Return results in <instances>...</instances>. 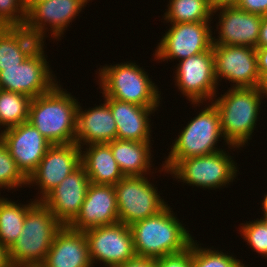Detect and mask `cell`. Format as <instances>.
<instances>
[{"instance_id":"cell-39","label":"cell","mask_w":267,"mask_h":267,"mask_svg":"<svg viewBox=\"0 0 267 267\" xmlns=\"http://www.w3.org/2000/svg\"><path fill=\"white\" fill-rule=\"evenodd\" d=\"M9 258V249L0 243V267H12Z\"/></svg>"},{"instance_id":"cell-23","label":"cell","mask_w":267,"mask_h":267,"mask_svg":"<svg viewBox=\"0 0 267 267\" xmlns=\"http://www.w3.org/2000/svg\"><path fill=\"white\" fill-rule=\"evenodd\" d=\"M81 150V165L93 184L116 185L125 176L116 163L108 143L89 144ZM84 153V154H83Z\"/></svg>"},{"instance_id":"cell-36","label":"cell","mask_w":267,"mask_h":267,"mask_svg":"<svg viewBox=\"0 0 267 267\" xmlns=\"http://www.w3.org/2000/svg\"><path fill=\"white\" fill-rule=\"evenodd\" d=\"M115 267H155V259L136 256L135 258Z\"/></svg>"},{"instance_id":"cell-9","label":"cell","mask_w":267,"mask_h":267,"mask_svg":"<svg viewBox=\"0 0 267 267\" xmlns=\"http://www.w3.org/2000/svg\"><path fill=\"white\" fill-rule=\"evenodd\" d=\"M84 233L92 266L102 261L107 267H115L136 257L132 231L122 222L89 228Z\"/></svg>"},{"instance_id":"cell-38","label":"cell","mask_w":267,"mask_h":267,"mask_svg":"<svg viewBox=\"0 0 267 267\" xmlns=\"http://www.w3.org/2000/svg\"><path fill=\"white\" fill-rule=\"evenodd\" d=\"M267 46V15L263 16L260 26V35L257 47Z\"/></svg>"},{"instance_id":"cell-41","label":"cell","mask_w":267,"mask_h":267,"mask_svg":"<svg viewBox=\"0 0 267 267\" xmlns=\"http://www.w3.org/2000/svg\"><path fill=\"white\" fill-rule=\"evenodd\" d=\"M260 90L262 94L267 96V74L261 79Z\"/></svg>"},{"instance_id":"cell-25","label":"cell","mask_w":267,"mask_h":267,"mask_svg":"<svg viewBox=\"0 0 267 267\" xmlns=\"http://www.w3.org/2000/svg\"><path fill=\"white\" fill-rule=\"evenodd\" d=\"M113 157L124 176H143L150 169V142L116 139L108 142Z\"/></svg>"},{"instance_id":"cell-22","label":"cell","mask_w":267,"mask_h":267,"mask_svg":"<svg viewBox=\"0 0 267 267\" xmlns=\"http://www.w3.org/2000/svg\"><path fill=\"white\" fill-rule=\"evenodd\" d=\"M108 103L117 126L120 140L150 142V121L148 116L156 108L142 107L134 103L120 101L103 95Z\"/></svg>"},{"instance_id":"cell-26","label":"cell","mask_w":267,"mask_h":267,"mask_svg":"<svg viewBox=\"0 0 267 267\" xmlns=\"http://www.w3.org/2000/svg\"><path fill=\"white\" fill-rule=\"evenodd\" d=\"M19 205L0 197V243L10 249L21 234L26 213L35 203Z\"/></svg>"},{"instance_id":"cell-10","label":"cell","mask_w":267,"mask_h":267,"mask_svg":"<svg viewBox=\"0 0 267 267\" xmlns=\"http://www.w3.org/2000/svg\"><path fill=\"white\" fill-rule=\"evenodd\" d=\"M41 43L20 65L0 71V89L35 98L56 84L45 59Z\"/></svg>"},{"instance_id":"cell-16","label":"cell","mask_w":267,"mask_h":267,"mask_svg":"<svg viewBox=\"0 0 267 267\" xmlns=\"http://www.w3.org/2000/svg\"><path fill=\"white\" fill-rule=\"evenodd\" d=\"M89 0H45L35 4L28 12L25 28L35 38L44 43L46 31L50 25L52 35L61 37L65 27L79 14ZM47 23V24H46Z\"/></svg>"},{"instance_id":"cell-37","label":"cell","mask_w":267,"mask_h":267,"mask_svg":"<svg viewBox=\"0 0 267 267\" xmlns=\"http://www.w3.org/2000/svg\"><path fill=\"white\" fill-rule=\"evenodd\" d=\"M240 0H209L212 10H217L223 7L237 6Z\"/></svg>"},{"instance_id":"cell-21","label":"cell","mask_w":267,"mask_h":267,"mask_svg":"<svg viewBox=\"0 0 267 267\" xmlns=\"http://www.w3.org/2000/svg\"><path fill=\"white\" fill-rule=\"evenodd\" d=\"M101 105L87 111L81 110L80 105L77 107L75 143L80 148L84 144L108 143L116 140L117 126L113 114L106 101Z\"/></svg>"},{"instance_id":"cell-24","label":"cell","mask_w":267,"mask_h":267,"mask_svg":"<svg viewBox=\"0 0 267 267\" xmlns=\"http://www.w3.org/2000/svg\"><path fill=\"white\" fill-rule=\"evenodd\" d=\"M41 43L24 26L0 27V71L23 63Z\"/></svg>"},{"instance_id":"cell-40","label":"cell","mask_w":267,"mask_h":267,"mask_svg":"<svg viewBox=\"0 0 267 267\" xmlns=\"http://www.w3.org/2000/svg\"><path fill=\"white\" fill-rule=\"evenodd\" d=\"M45 0H21V3L24 7V9L26 10V12H28L35 4L42 2Z\"/></svg>"},{"instance_id":"cell-30","label":"cell","mask_w":267,"mask_h":267,"mask_svg":"<svg viewBox=\"0 0 267 267\" xmlns=\"http://www.w3.org/2000/svg\"><path fill=\"white\" fill-rule=\"evenodd\" d=\"M27 185V178L18 169L6 145L0 138V188L22 187Z\"/></svg>"},{"instance_id":"cell-20","label":"cell","mask_w":267,"mask_h":267,"mask_svg":"<svg viewBox=\"0 0 267 267\" xmlns=\"http://www.w3.org/2000/svg\"><path fill=\"white\" fill-rule=\"evenodd\" d=\"M43 267H93L84 231L63 226L55 235Z\"/></svg>"},{"instance_id":"cell-14","label":"cell","mask_w":267,"mask_h":267,"mask_svg":"<svg viewBox=\"0 0 267 267\" xmlns=\"http://www.w3.org/2000/svg\"><path fill=\"white\" fill-rule=\"evenodd\" d=\"M80 165L81 148L76 143L51 145L35 171L28 177L27 185H39L41 201Z\"/></svg>"},{"instance_id":"cell-31","label":"cell","mask_w":267,"mask_h":267,"mask_svg":"<svg viewBox=\"0 0 267 267\" xmlns=\"http://www.w3.org/2000/svg\"><path fill=\"white\" fill-rule=\"evenodd\" d=\"M241 234L252 250L266 258L267 255V225L260 219L241 226Z\"/></svg>"},{"instance_id":"cell-12","label":"cell","mask_w":267,"mask_h":267,"mask_svg":"<svg viewBox=\"0 0 267 267\" xmlns=\"http://www.w3.org/2000/svg\"><path fill=\"white\" fill-rule=\"evenodd\" d=\"M176 84L182 94L195 105L203 100H213L218 82L215 76L212 47L203 52L179 61ZM202 101V102H201Z\"/></svg>"},{"instance_id":"cell-15","label":"cell","mask_w":267,"mask_h":267,"mask_svg":"<svg viewBox=\"0 0 267 267\" xmlns=\"http://www.w3.org/2000/svg\"><path fill=\"white\" fill-rule=\"evenodd\" d=\"M1 132V140L28 179L52 144L29 121Z\"/></svg>"},{"instance_id":"cell-7","label":"cell","mask_w":267,"mask_h":267,"mask_svg":"<svg viewBox=\"0 0 267 267\" xmlns=\"http://www.w3.org/2000/svg\"><path fill=\"white\" fill-rule=\"evenodd\" d=\"M114 188L119 222L127 226L154 216L167 206L145 175L125 176Z\"/></svg>"},{"instance_id":"cell-6","label":"cell","mask_w":267,"mask_h":267,"mask_svg":"<svg viewBox=\"0 0 267 267\" xmlns=\"http://www.w3.org/2000/svg\"><path fill=\"white\" fill-rule=\"evenodd\" d=\"M224 136L221 130L220 115L212 103L202 109L193 120L181 131L173 144L165 165L162 168L169 172L179 161L185 158L198 157L220 151L216 148L218 139Z\"/></svg>"},{"instance_id":"cell-8","label":"cell","mask_w":267,"mask_h":267,"mask_svg":"<svg viewBox=\"0 0 267 267\" xmlns=\"http://www.w3.org/2000/svg\"><path fill=\"white\" fill-rule=\"evenodd\" d=\"M231 156L222 149L218 152L185 158L169 173L189 185L202 188H219L234 180L237 169Z\"/></svg>"},{"instance_id":"cell-33","label":"cell","mask_w":267,"mask_h":267,"mask_svg":"<svg viewBox=\"0 0 267 267\" xmlns=\"http://www.w3.org/2000/svg\"><path fill=\"white\" fill-rule=\"evenodd\" d=\"M155 267H193L192 243L188 249L180 253L170 254L155 259Z\"/></svg>"},{"instance_id":"cell-28","label":"cell","mask_w":267,"mask_h":267,"mask_svg":"<svg viewBox=\"0 0 267 267\" xmlns=\"http://www.w3.org/2000/svg\"><path fill=\"white\" fill-rule=\"evenodd\" d=\"M31 100L27 95L0 89V125L4 130L28 121Z\"/></svg>"},{"instance_id":"cell-43","label":"cell","mask_w":267,"mask_h":267,"mask_svg":"<svg viewBox=\"0 0 267 267\" xmlns=\"http://www.w3.org/2000/svg\"><path fill=\"white\" fill-rule=\"evenodd\" d=\"M12 267H43L42 265H15Z\"/></svg>"},{"instance_id":"cell-44","label":"cell","mask_w":267,"mask_h":267,"mask_svg":"<svg viewBox=\"0 0 267 267\" xmlns=\"http://www.w3.org/2000/svg\"><path fill=\"white\" fill-rule=\"evenodd\" d=\"M266 225H267V216H263L262 218H260Z\"/></svg>"},{"instance_id":"cell-29","label":"cell","mask_w":267,"mask_h":267,"mask_svg":"<svg viewBox=\"0 0 267 267\" xmlns=\"http://www.w3.org/2000/svg\"><path fill=\"white\" fill-rule=\"evenodd\" d=\"M192 241L193 267H246L240 260L218 250L205 249Z\"/></svg>"},{"instance_id":"cell-17","label":"cell","mask_w":267,"mask_h":267,"mask_svg":"<svg viewBox=\"0 0 267 267\" xmlns=\"http://www.w3.org/2000/svg\"><path fill=\"white\" fill-rule=\"evenodd\" d=\"M90 183L85 168L80 165L41 201L63 226H68L78 215Z\"/></svg>"},{"instance_id":"cell-27","label":"cell","mask_w":267,"mask_h":267,"mask_svg":"<svg viewBox=\"0 0 267 267\" xmlns=\"http://www.w3.org/2000/svg\"><path fill=\"white\" fill-rule=\"evenodd\" d=\"M169 4L164 20L171 24L209 22L213 15L209 0H170Z\"/></svg>"},{"instance_id":"cell-13","label":"cell","mask_w":267,"mask_h":267,"mask_svg":"<svg viewBox=\"0 0 267 267\" xmlns=\"http://www.w3.org/2000/svg\"><path fill=\"white\" fill-rule=\"evenodd\" d=\"M209 22L176 23L160 40L155 51L158 60L186 59L212 47Z\"/></svg>"},{"instance_id":"cell-35","label":"cell","mask_w":267,"mask_h":267,"mask_svg":"<svg viewBox=\"0 0 267 267\" xmlns=\"http://www.w3.org/2000/svg\"><path fill=\"white\" fill-rule=\"evenodd\" d=\"M258 71L261 79L267 74V46L256 47Z\"/></svg>"},{"instance_id":"cell-18","label":"cell","mask_w":267,"mask_h":267,"mask_svg":"<svg viewBox=\"0 0 267 267\" xmlns=\"http://www.w3.org/2000/svg\"><path fill=\"white\" fill-rule=\"evenodd\" d=\"M117 222L119 215L114 185L90 183L80 211L68 227L84 231Z\"/></svg>"},{"instance_id":"cell-1","label":"cell","mask_w":267,"mask_h":267,"mask_svg":"<svg viewBox=\"0 0 267 267\" xmlns=\"http://www.w3.org/2000/svg\"><path fill=\"white\" fill-rule=\"evenodd\" d=\"M167 206L158 214L130 226L137 257L157 259L188 249L193 241L189 231Z\"/></svg>"},{"instance_id":"cell-5","label":"cell","mask_w":267,"mask_h":267,"mask_svg":"<svg viewBox=\"0 0 267 267\" xmlns=\"http://www.w3.org/2000/svg\"><path fill=\"white\" fill-rule=\"evenodd\" d=\"M135 64L127 62L101 68L99 84L103 90L102 94L142 107H158V88L149 79L147 72Z\"/></svg>"},{"instance_id":"cell-32","label":"cell","mask_w":267,"mask_h":267,"mask_svg":"<svg viewBox=\"0 0 267 267\" xmlns=\"http://www.w3.org/2000/svg\"><path fill=\"white\" fill-rule=\"evenodd\" d=\"M26 19L27 12L21 0H0V27L25 26Z\"/></svg>"},{"instance_id":"cell-42","label":"cell","mask_w":267,"mask_h":267,"mask_svg":"<svg viewBox=\"0 0 267 267\" xmlns=\"http://www.w3.org/2000/svg\"><path fill=\"white\" fill-rule=\"evenodd\" d=\"M262 210L264 212L263 216H267V194L264 196L263 202H262Z\"/></svg>"},{"instance_id":"cell-3","label":"cell","mask_w":267,"mask_h":267,"mask_svg":"<svg viewBox=\"0 0 267 267\" xmlns=\"http://www.w3.org/2000/svg\"><path fill=\"white\" fill-rule=\"evenodd\" d=\"M214 102L220 115L224 140L233 148L250 140L261 105L260 87H232Z\"/></svg>"},{"instance_id":"cell-4","label":"cell","mask_w":267,"mask_h":267,"mask_svg":"<svg viewBox=\"0 0 267 267\" xmlns=\"http://www.w3.org/2000/svg\"><path fill=\"white\" fill-rule=\"evenodd\" d=\"M62 227L51 210L42 201L36 200L26 213L21 234L9 249L11 264L42 265L56 233Z\"/></svg>"},{"instance_id":"cell-2","label":"cell","mask_w":267,"mask_h":267,"mask_svg":"<svg viewBox=\"0 0 267 267\" xmlns=\"http://www.w3.org/2000/svg\"><path fill=\"white\" fill-rule=\"evenodd\" d=\"M63 90L56 83L49 92L33 98L29 106L28 121L52 145L75 143L79 103Z\"/></svg>"},{"instance_id":"cell-19","label":"cell","mask_w":267,"mask_h":267,"mask_svg":"<svg viewBox=\"0 0 267 267\" xmlns=\"http://www.w3.org/2000/svg\"><path fill=\"white\" fill-rule=\"evenodd\" d=\"M220 10L219 38H212L213 45H240L256 48L263 16L246 12L237 6Z\"/></svg>"},{"instance_id":"cell-34","label":"cell","mask_w":267,"mask_h":267,"mask_svg":"<svg viewBox=\"0 0 267 267\" xmlns=\"http://www.w3.org/2000/svg\"><path fill=\"white\" fill-rule=\"evenodd\" d=\"M237 7L260 16L267 15V0H240Z\"/></svg>"},{"instance_id":"cell-11","label":"cell","mask_w":267,"mask_h":267,"mask_svg":"<svg viewBox=\"0 0 267 267\" xmlns=\"http://www.w3.org/2000/svg\"><path fill=\"white\" fill-rule=\"evenodd\" d=\"M215 76L236 83L233 87H260L256 48L240 45H212Z\"/></svg>"}]
</instances>
